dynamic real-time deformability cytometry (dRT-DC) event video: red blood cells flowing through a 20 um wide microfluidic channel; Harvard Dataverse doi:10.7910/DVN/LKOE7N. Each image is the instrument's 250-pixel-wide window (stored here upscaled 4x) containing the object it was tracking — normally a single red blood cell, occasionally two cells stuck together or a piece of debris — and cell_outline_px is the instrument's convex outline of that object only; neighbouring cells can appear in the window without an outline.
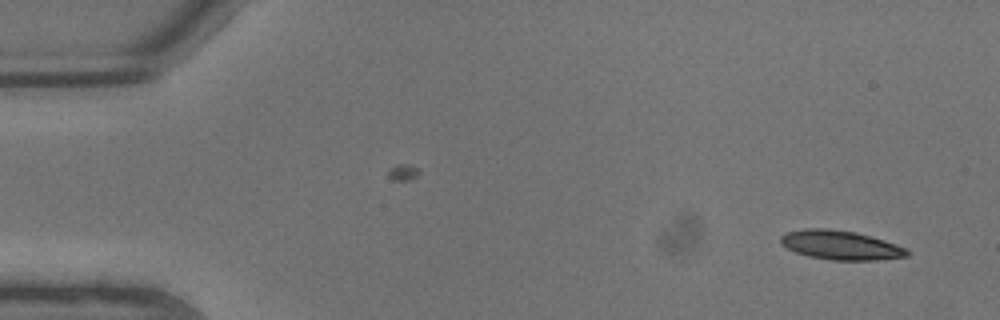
{"species": "common noctule bat (a hibernating species)", "species_latin": "Nyctalus noctula", "temperature_condition": "warm", "stored_images_in_passage": 7, "camera_frame_rate_fps": 3000, "um_per_image_px": 0.085, "animal": {"sex": "male", "body_mass_g": 13.3}, "frame": {"image": 1, "passage_image": 1, "time_ms": 0.0, "image_size_px": [1000, 320], "cell_outline_px": [[908, 256], [876, 260], [832, 260], [808, 256], [796, 252], [780, 244], [780, 236], [788, 232], [804, 228], [828, 228], [856, 232], [872, 236], [908, 248]], "centroid_in_image_um": [71.45, 20.83], "position_along_channel_um": 13.6, "area_um2": 21.56}}
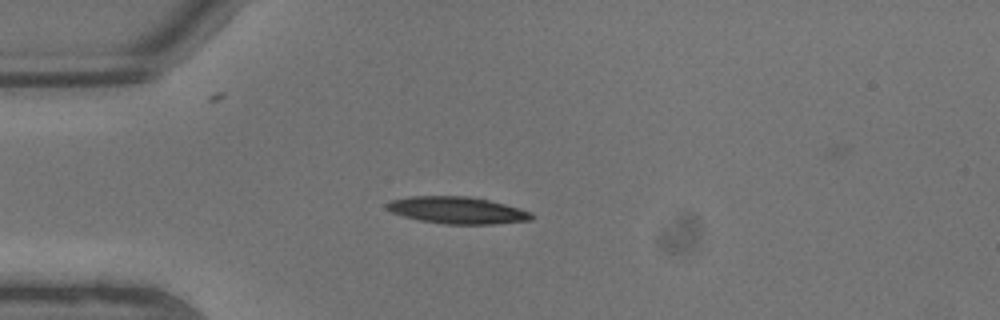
{"frame": {"image": 2, "passage_image": 5, "time_ms": 1.333, "image_size_px": [1000, 320], "cell_outline_px": [[536, 216], [532, 220], [492, 224], [444, 224], [420, 220], [404, 216], [392, 212], [384, 208], [384, 204], [392, 200], [412, 196], [468, 196], [488, 200], [520, 208], [532, 212]], "centroid_in_image_um": [38.88, 17.87], "position_along_channel_um": 46.1, "area_um2": 22.77}}
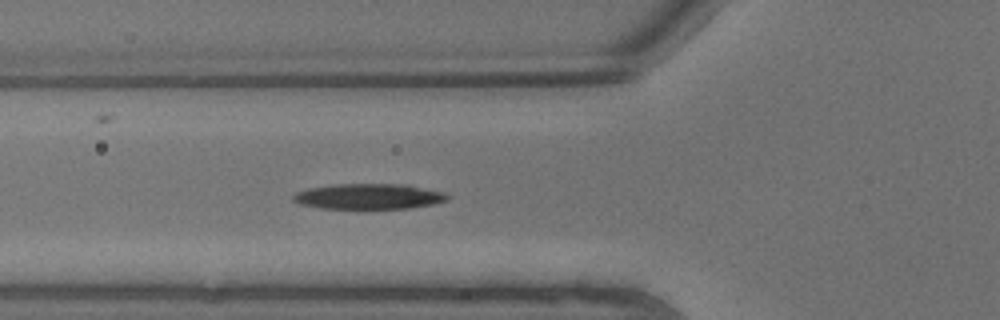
{"frame": {"image": 3, "passage_image": 7, "time_ms": 2.0, "image_size_px": [1000, 320], "cell_outline_px": [[448, 200], [432, 204], [412, 208], [320, 208], [300, 204], [292, 200], [292, 196], [296, 192], [308, 188], [336, 184], [408, 184], [444, 192], [448, 196]], "centroid_in_image_um": [31.34, 16.69], "position_along_channel_um": 94.5, "area_um2": 22.89}}